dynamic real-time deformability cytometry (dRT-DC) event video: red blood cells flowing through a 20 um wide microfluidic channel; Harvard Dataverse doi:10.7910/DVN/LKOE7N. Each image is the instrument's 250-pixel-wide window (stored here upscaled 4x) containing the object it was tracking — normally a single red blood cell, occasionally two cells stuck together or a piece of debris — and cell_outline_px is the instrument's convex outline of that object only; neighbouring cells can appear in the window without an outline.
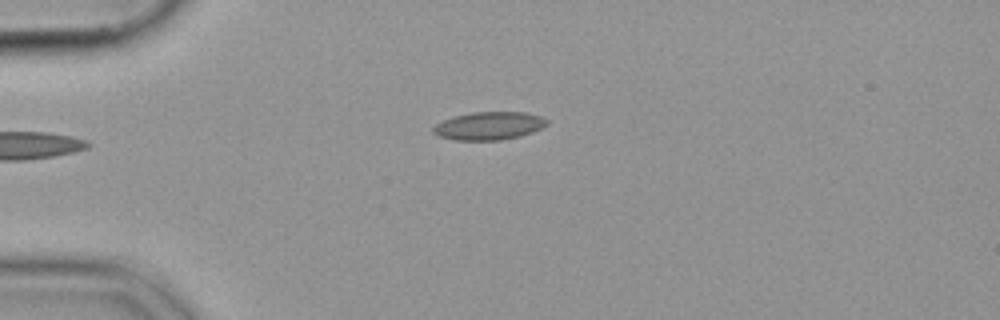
{"species": "common noctule bat (a hibernating species)", "species_latin": "Nyctalus noctula", "temperature_condition": "cold", "stored_images_in_passage": 42, "camera_frame_rate_fps": 3000, "um_per_image_px": 0.085, "animal": {"sex": "female", "body_mass_g": 19.9}, "frame": {"image": 1, "passage_image": 1, "time_ms": 0.0, "image_size_px": [1000, 320], "cell_outline_px": [[548, 124], [532, 132], [520, 136], [500, 140], [456, 140], [440, 136], [432, 132], [432, 128], [436, 124], [444, 120], [456, 116], [472, 112], [524, 112], [540, 116], [548, 120]], "centroid_in_image_um": [41.57, 10.69], "position_along_channel_um": 43.4, "area_um2": 18.38}}
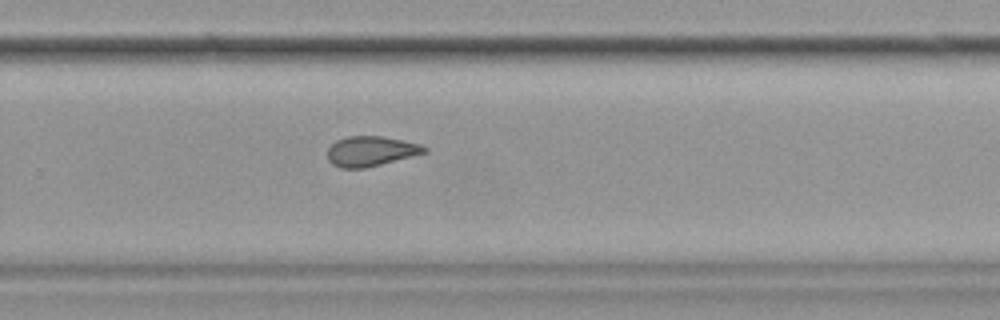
{"frame": {"image": 2, "passage_image": 24, "time_ms": 7.667, "image_size_px": [1000, 320], "cell_outline_px": [[428, 152], [364, 168], [340, 168], [332, 164], [328, 160], [328, 148], [336, 140], [348, 136], [384, 136], [420, 144], [428, 148]], "centroid_in_image_um": [31.51, 12.84], "position_along_channel_um": 298.3, "area_um2": 16.88}}
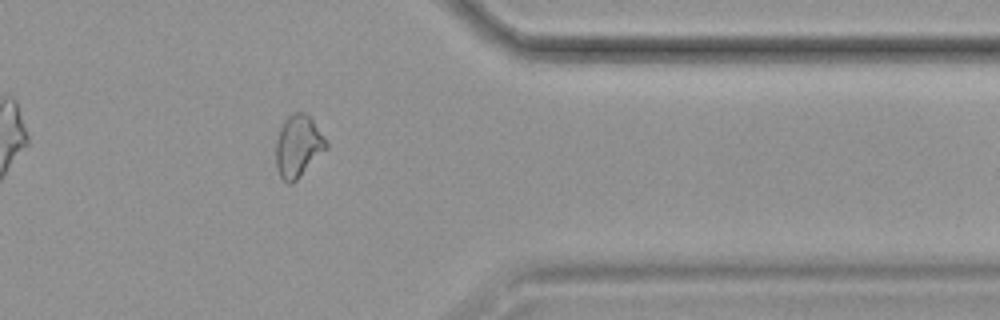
{"frame": {"image": 3, "passage_image": 32, "time_ms": 10.333, "image_size_px": [1000, 320], "cell_outline_px": [[328, 148], [292, 184], [288, 184], [280, 176], [276, 168], [276, 140], [280, 128], [284, 120], [292, 112], [308, 112], [328, 144]], "centroid_in_image_um": [25.34, 12.4], "position_along_channel_um": 386.1, "area_um2": 18.26}}